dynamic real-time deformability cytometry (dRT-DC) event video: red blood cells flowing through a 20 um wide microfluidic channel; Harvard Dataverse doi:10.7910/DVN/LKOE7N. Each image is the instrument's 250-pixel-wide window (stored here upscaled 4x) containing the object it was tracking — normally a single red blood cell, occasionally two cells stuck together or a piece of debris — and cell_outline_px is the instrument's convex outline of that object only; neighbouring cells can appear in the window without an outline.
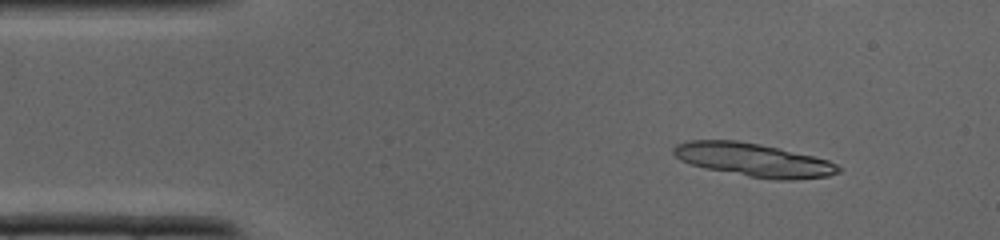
{"species": "common noctule bat (a hibernating species)", "species_latin": "Nyctalus noctula", "temperature_condition": "cold", "stored_images_in_passage": 33, "camera_frame_rate_fps": 3000, "um_per_image_px": 0.085, "animal": {"sex": "male", "body_mass_g": 19.0, "forearm_length_mm": 50.8}, "frame": {"image": 1, "passage_image": 1, "time_ms": 0.0, "image_size_px": [1000, 240], "cell_outline_px": [[840, 172], [828, 176], [792, 180], [776, 180], [748, 176], [708, 168], [692, 164], [680, 160], [672, 152], [672, 148], [676, 144], [684, 140], [736, 140], [760, 144], [812, 156], [828, 160], [836, 164], [840, 168]], "centroid_in_image_um": [64.02, 13.58], "position_along_channel_um": 21.0, "area_um2": 31.73}}